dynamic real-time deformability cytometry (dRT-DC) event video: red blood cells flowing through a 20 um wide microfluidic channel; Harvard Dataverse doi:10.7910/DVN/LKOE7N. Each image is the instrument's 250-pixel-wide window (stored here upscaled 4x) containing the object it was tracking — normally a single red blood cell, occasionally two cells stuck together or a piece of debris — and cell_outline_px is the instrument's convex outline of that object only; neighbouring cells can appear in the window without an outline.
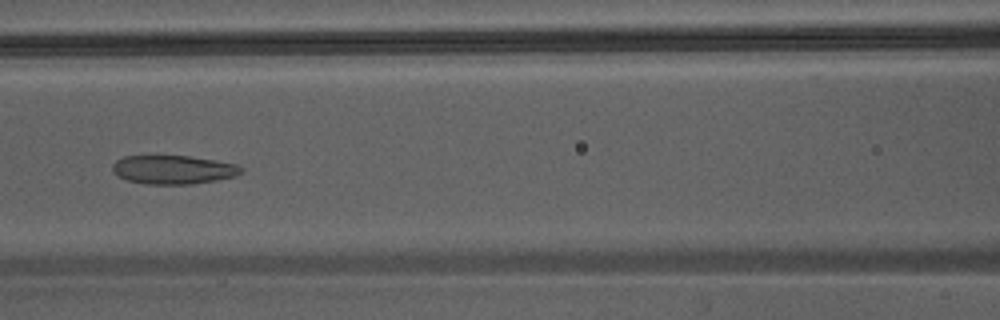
{"species": "Egyptian fruit bat (a non-hibernating species)", "species_latin": "Rousettus aegyptiacus", "temperature_condition": "warm", "stored_images_in_passage": 30, "camera_frame_rate_fps": 3000, "um_per_image_px": 0.085, "animal": {"sex": "male"}, "frame": {"image": 1, "passage_image": 6, "time_ms": 1.667, "image_size_px": [1000, 320], "cell_outline_px": [[244, 172], [236, 176], [216, 180], [192, 184], [148, 184], [128, 180], [112, 172], [112, 164], [116, 160], [124, 156], [188, 156], [236, 164], [244, 168]], "centroid_in_image_um": [14.74, 14.42], "position_along_channel_um": 151.9, "area_um2": 21.44}}
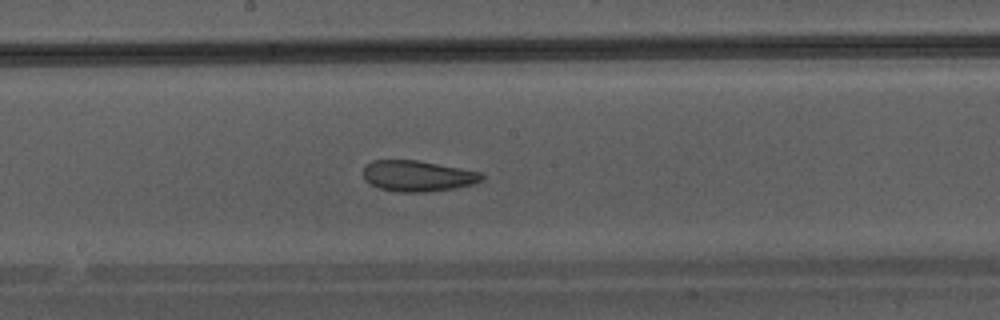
{"frame": {"image": 2, "passage_image": 10, "time_ms": 3.0, "image_size_px": [1000, 320], "cell_outline_px": [[484, 180], [476, 184], [452, 188], [424, 192], [396, 192], [380, 188], [364, 180], [364, 164], [372, 160], [416, 160], [480, 172], [484, 176]], "centroid_in_image_um": [35.49, 14.96], "position_along_channel_um": 212.7, "area_um2": 21.27}}
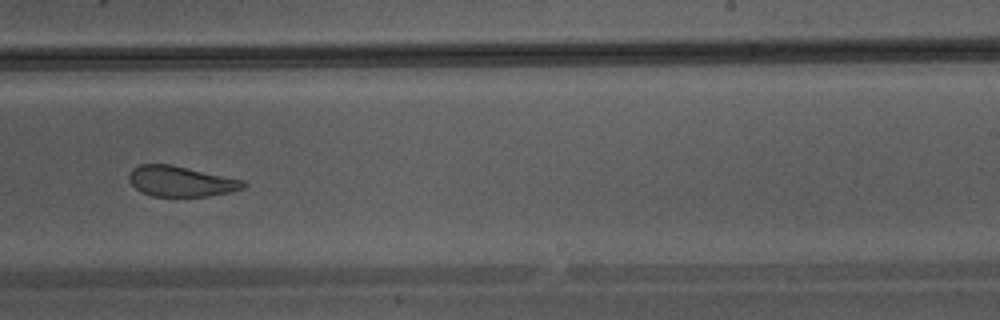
{"frame": {"image": 3, "passage_image": 14, "time_ms": 4.333, "image_size_px": [1000, 320], "cell_outline_px": [[248, 184], [244, 188], [228, 192], [208, 196], [152, 196], [140, 192], [132, 184], [128, 176], [132, 168], [140, 164], [172, 164], [244, 180]], "centroid_in_image_um": [15.37, 15.4], "position_along_channel_um": 273.6, "area_um2": 20.35}}